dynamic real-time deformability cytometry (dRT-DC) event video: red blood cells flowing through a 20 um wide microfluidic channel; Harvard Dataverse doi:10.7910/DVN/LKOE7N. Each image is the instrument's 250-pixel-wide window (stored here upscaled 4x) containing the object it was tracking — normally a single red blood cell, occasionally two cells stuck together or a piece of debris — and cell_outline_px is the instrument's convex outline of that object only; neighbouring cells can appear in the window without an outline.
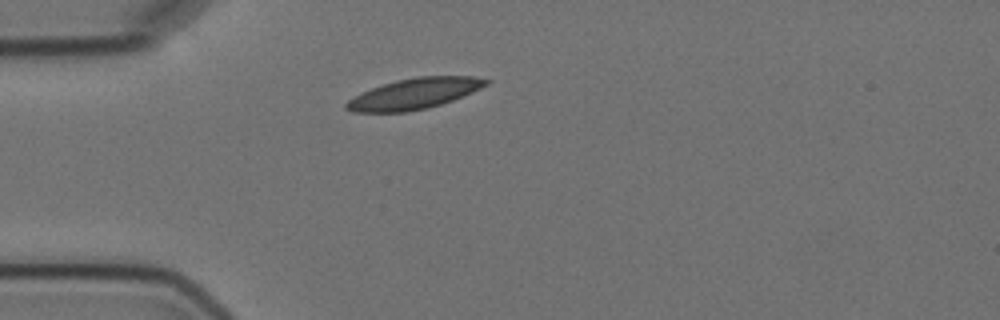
{"species": "Egyptian fruit bat (a non-hibernating species)", "species_latin": "Rousettus aegyptiacus", "temperature_condition": "cold", "stored_images_in_passage": 1, "camera_frame_rate_fps": 3000, "um_per_image_px": 0.085, "animal": {"sex": "female"}, "frame": {"image": 1, "passage_image": 1, "time_ms": 0.0, "image_size_px": [1000, 320], "cell_outline_px": [[492, 80], [488, 84], [472, 92], [452, 100], [428, 108], [408, 112], [352, 112], [344, 108], [344, 104], [352, 96], [372, 88], [396, 80], [416, 76], [472, 76]], "centroid_in_image_um": [35.19, 7.96], "position_along_channel_um": 49.8, "area_um2": 25.09}}